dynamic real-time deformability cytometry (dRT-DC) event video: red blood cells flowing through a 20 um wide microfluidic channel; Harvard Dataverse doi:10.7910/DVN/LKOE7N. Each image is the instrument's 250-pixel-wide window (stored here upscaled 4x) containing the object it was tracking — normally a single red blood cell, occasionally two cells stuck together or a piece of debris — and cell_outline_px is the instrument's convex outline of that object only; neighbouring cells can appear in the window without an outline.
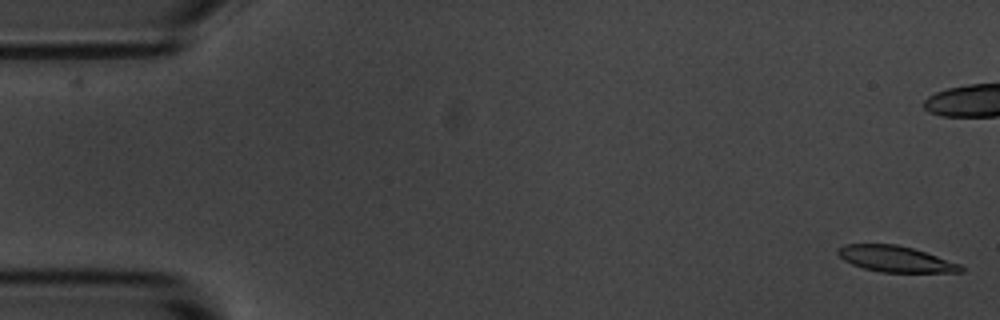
{"species": "common noctule bat (a hibernating species)", "species_latin": "Nyctalus noctula", "temperature_condition": "room temperature", "stored_images_in_passage": 2, "camera_frame_rate_fps": 3000, "um_per_image_px": 0.085, "animal": {"sex": "male", "body_mass_g": 20.1, "forearm_length_mm": 53.5}, "frame": {"image": 1, "passage_image": 2, "time_ms": 1.0, "image_size_px": [1000, 320], "cell_outline_px": [[964, 272], [880, 272], [864, 268], [852, 264], [844, 260], [836, 252], [836, 248], [848, 244], [896, 244], [912, 248], [960, 264], [964, 268]], "centroid_in_image_um": [76.1, 22.01], "position_along_channel_um": 8.9, "area_um2": 18.44}}